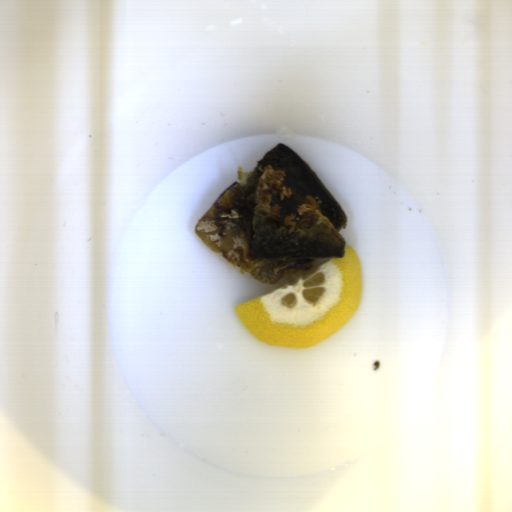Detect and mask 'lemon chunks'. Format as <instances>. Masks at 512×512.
<instances>
[{
  "instance_id": "lemon-chunks-1",
  "label": "lemon chunks",
  "mask_w": 512,
  "mask_h": 512,
  "mask_svg": "<svg viewBox=\"0 0 512 512\" xmlns=\"http://www.w3.org/2000/svg\"><path fill=\"white\" fill-rule=\"evenodd\" d=\"M363 271L356 248L344 257L322 259L296 271L268 291L236 306L235 311L259 341L305 349L335 334L360 307Z\"/></svg>"
}]
</instances>
